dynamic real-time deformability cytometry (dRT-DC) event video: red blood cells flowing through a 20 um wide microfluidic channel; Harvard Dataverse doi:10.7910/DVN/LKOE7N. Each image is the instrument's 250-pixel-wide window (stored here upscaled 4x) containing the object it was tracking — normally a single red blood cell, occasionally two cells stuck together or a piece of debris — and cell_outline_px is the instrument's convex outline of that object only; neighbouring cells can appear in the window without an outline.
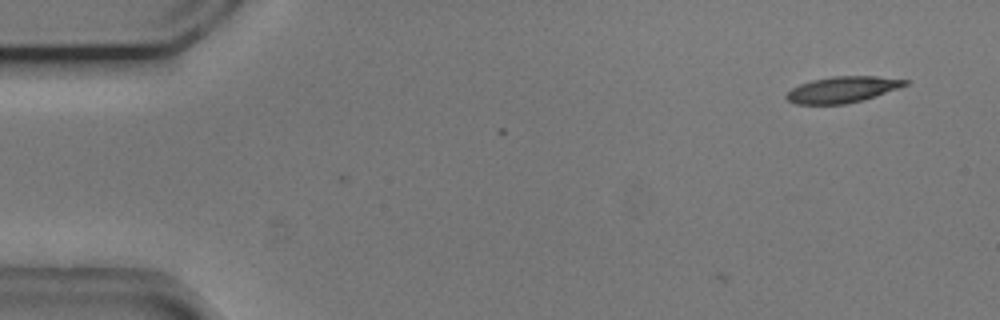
{"species": "common noctule bat (a hibernating species)", "species_latin": "Nyctalus noctula", "temperature_condition": "cold", "stored_images_in_passage": 3, "camera_frame_rate_fps": 3000, "um_per_image_px": 0.085, "animal": {"sex": "male", "body_mass_g": 20.5, "forearm_length_mm": 52.5}, "frame": {"image": 1, "passage_image": 1, "time_ms": 0.0, "image_size_px": [1000, 320], "cell_outline_px": [[908, 84], [900, 88], [864, 100], [844, 104], [796, 104], [788, 100], [784, 96], [792, 88], [800, 84], [812, 80], [832, 76], [876, 76], [908, 80]], "centroid_in_image_um": [71.62, 7.61], "position_along_channel_um": 13.4, "area_um2": 18.09}}